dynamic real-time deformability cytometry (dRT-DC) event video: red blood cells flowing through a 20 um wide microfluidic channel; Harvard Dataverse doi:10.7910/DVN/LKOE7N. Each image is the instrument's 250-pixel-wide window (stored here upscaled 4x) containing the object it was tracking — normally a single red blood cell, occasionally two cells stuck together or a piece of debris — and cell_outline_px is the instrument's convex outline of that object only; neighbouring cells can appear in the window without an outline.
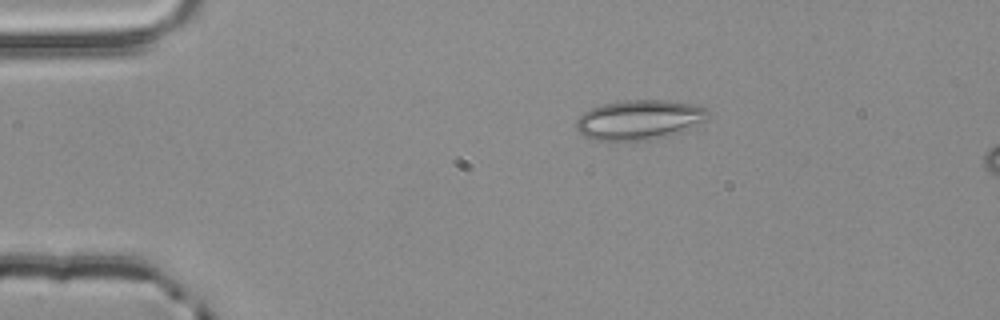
{"species": "common noctule bat (a hibernating species)", "species_latin": "Nyctalus noctula", "temperature_condition": "room temperature", "stored_images_in_passage": 8, "camera_frame_rate_fps": 3000, "um_per_image_px": 0.085, "animal": {"sex": "male", "body_mass_g": 20.4}, "frame": {"image": 1, "passage_image": 1, "time_ms": 0.0, "image_size_px": [1000, 320], "cell_outline_px": [[712, 112], [704, 120], [680, 132], [668, 136], [652, 140], [596, 140], [584, 136], [576, 128], [576, 120], [584, 112], [592, 108], [604, 104], [624, 100], [664, 100], [700, 104], [708, 108]], "centroid_in_image_um": [54.39, 10.17], "position_along_channel_um": 30.6, "area_um2": 30.63}}